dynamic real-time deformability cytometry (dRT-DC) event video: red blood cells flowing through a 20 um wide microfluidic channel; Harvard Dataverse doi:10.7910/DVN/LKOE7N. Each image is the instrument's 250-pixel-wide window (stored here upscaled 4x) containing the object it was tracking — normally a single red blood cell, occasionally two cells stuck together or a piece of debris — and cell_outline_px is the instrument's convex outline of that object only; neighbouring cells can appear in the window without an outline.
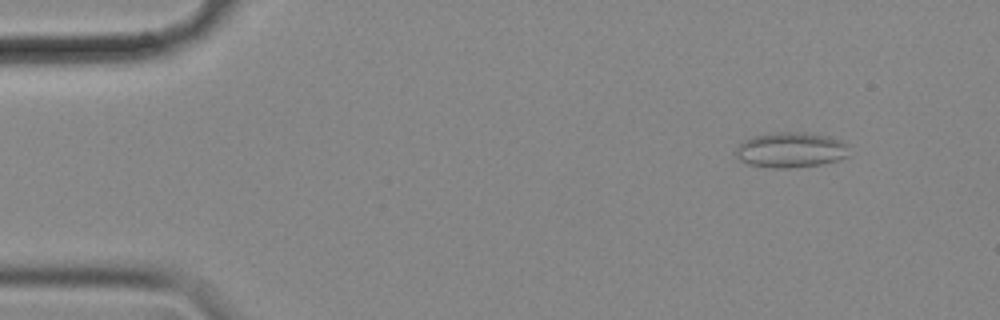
{"species": "common noctule bat (a hibernating species)", "species_latin": "Nyctalus noctula", "temperature_condition": "cold", "stored_images_in_passage": 56, "camera_frame_rate_fps": 3000, "um_per_image_px": 0.085, "animal": {"sex": "female", "body_mass_g": 18.4}, "frame": {"image": 1, "passage_image": 6, "time_ms": 1.667, "image_size_px": [1000, 320], "cell_outline_px": [[848, 156], [836, 160], [820, 164], [788, 168], [772, 168], [748, 164], [740, 160], [736, 156], [736, 152], [740, 144], [744, 140], [756, 136], [776, 132], [804, 132], [828, 136], [840, 140], [848, 144]], "centroid_in_image_um": [67.23, 12.74], "position_along_channel_um": 17.8, "area_um2": 23.12}}
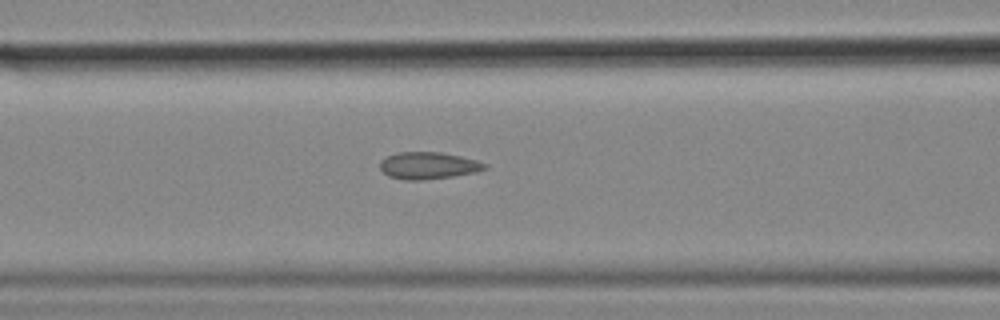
{"frame": {"image": 2, "passage_image": 23, "time_ms": 7.333, "image_size_px": [1000, 320], "cell_outline_px": [[488, 168], [476, 172], [452, 176], [420, 180], [404, 180], [388, 176], [380, 168], [380, 160], [396, 152], [440, 152], [460, 156], [476, 160], [488, 164]], "centroid_in_image_um": [36.4, 14.07], "position_along_channel_um": 130.2, "area_um2": 16.47}}
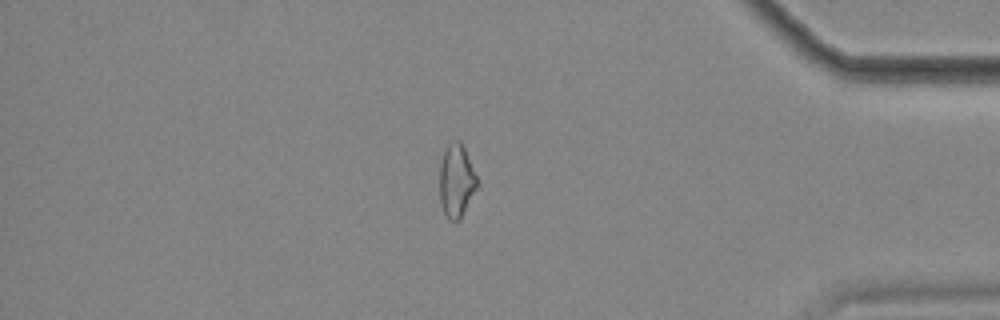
{"frame": {"image": 3, "passage_image": 48, "time_ms": 15.667, "image_size_px": [1000, 320], "cell_outline_px": [[480, 184], [460, 220], [448, 220], [444, 212], [440, 200], [440, 164], [444, 152], [448, 144], [452, 140], [460, 140], [464, 148]], "centroid_in_image_um": [38.81, 15.38], "position_along_channel_um": 396.4, "area_um2": 16.07}, "authors_computed_cell_mechanics": {"area_um2": 16.9643, "velocity_mm_per_s": 3.5747, "shape_relaxation_time_tau1_ms": null, "shape_relaxation_time_tau2_ms": 1.9703, "deformation_change_tau1": null, "deformation_change_tau2": 0.0648}}